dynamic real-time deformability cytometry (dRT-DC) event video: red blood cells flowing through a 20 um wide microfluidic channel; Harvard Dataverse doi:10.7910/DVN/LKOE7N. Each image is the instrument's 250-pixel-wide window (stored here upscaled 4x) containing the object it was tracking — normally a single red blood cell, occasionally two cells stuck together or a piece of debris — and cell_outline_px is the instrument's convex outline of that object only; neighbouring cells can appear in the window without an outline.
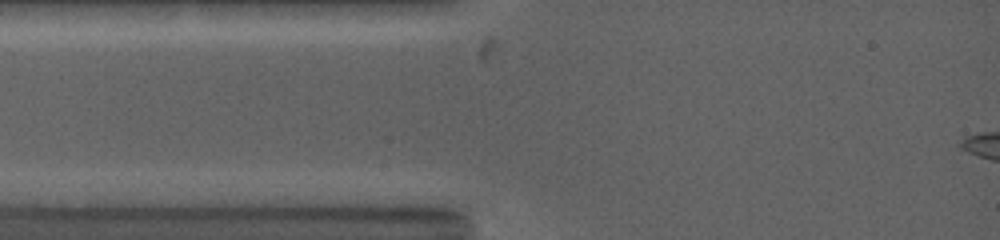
{"species": "common noctule bat (a hibernating species)", "species_latin": "Nyctalus noctula", "temperature_condition": "warm", "stored_images_in_passage": 2, "camera_frame_rate_fps": 5000, "um_per_image_px": 0.085, "animal": {"sex": "female", "body_mass_g": 19.0, "forearm_length_mm": 53.3}, "frame": {"image": 1, "passage_image": 2, "time_ms": 0.2, "image_size_px": [1000, 240], "cell_outline_px": [[432, 164], [424, 168], [320, 168], [280, 164], [280, 160], [288, 156], [368, 156], [428, 160]], "centroid_in_image_um": [30.1, 13.78], "position_along_channel_um": 54.9, "area_um2": 11.33}}